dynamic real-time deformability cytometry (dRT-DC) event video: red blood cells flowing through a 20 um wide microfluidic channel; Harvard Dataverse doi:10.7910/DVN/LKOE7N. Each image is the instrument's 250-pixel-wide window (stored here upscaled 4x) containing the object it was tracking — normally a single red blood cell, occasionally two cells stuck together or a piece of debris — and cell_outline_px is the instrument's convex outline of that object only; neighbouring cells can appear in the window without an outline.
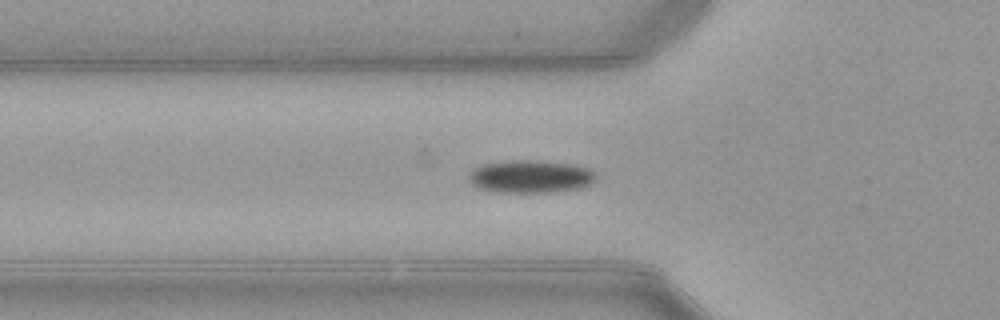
{"species": "common noctule bat (a hibernating species)", "species_latin": "Nyctalus noctula", "temperature_condition": "warm", "stored_images_in_passage": 52, "camera_frame_rate_fps": 3000, "um_per_image_px": 0.085, "animal": {"sex": "female", "body_mass_g": 21.9}, "frame": {"image": 1, "passage_image": 17, "time_ms": 5.333, "image_size_px": [1000, 320], "cell_outline_px": [[596, 180], [580, 188], [552, 192], [500, 192], [480, 188], [472, 184], [468, 176], [472, 168], [480, 164], [508, 160], [528, 160], [572, 164], [588, 168], [596, 172]], "centroid_in_image_um": [45.08, 14.99], "position_along_channel_um": 80.7, "area_um2": 24.28}}
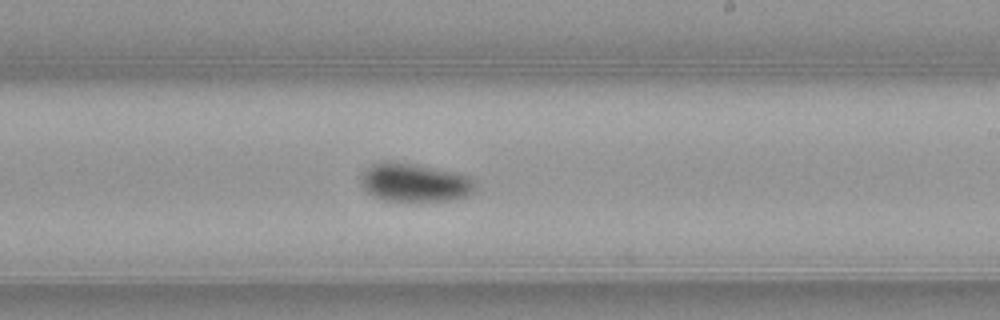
{"frame": {"image": 2, "passage_image": 30, "time_ms": 9.667, "image_size_px": [1000, 320], "cell_outline_px": [[476, 188], [468, 196], [448, 200], [416, 204], [384, 200], [372, 196], [360, 184], [360, 176], [372, 164], [384, 160], [388, 160], [412, 164], [456, 172], [468, 176], [476, 180]], "centroid_in_image_um": [35.25, 15.56], "position_along_channel_um": 253.8, "area_um2": 26.47}}
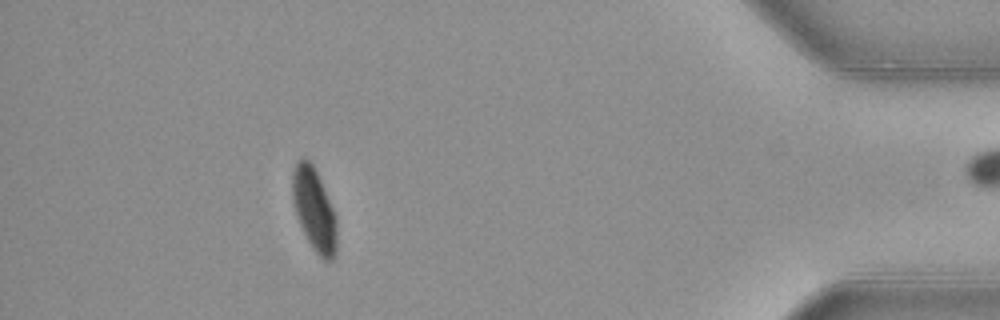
{"frame": {"image": 3, "passage_image": 46, "time_ms": 15.0, "image_size_px": [1000, 320], "cell_outline_px": [[336, 252], [332, 260], [324, 260], [312, 248], [296, 216], [292, 204], [292, 172], [296, 160], [304, 156], [312, 164], [320, 180], [336, 216]], "centroid_in_image_um": [26.67, 17.79], "position_along_channel_um": 408.5, "area_um2": 21.33}}